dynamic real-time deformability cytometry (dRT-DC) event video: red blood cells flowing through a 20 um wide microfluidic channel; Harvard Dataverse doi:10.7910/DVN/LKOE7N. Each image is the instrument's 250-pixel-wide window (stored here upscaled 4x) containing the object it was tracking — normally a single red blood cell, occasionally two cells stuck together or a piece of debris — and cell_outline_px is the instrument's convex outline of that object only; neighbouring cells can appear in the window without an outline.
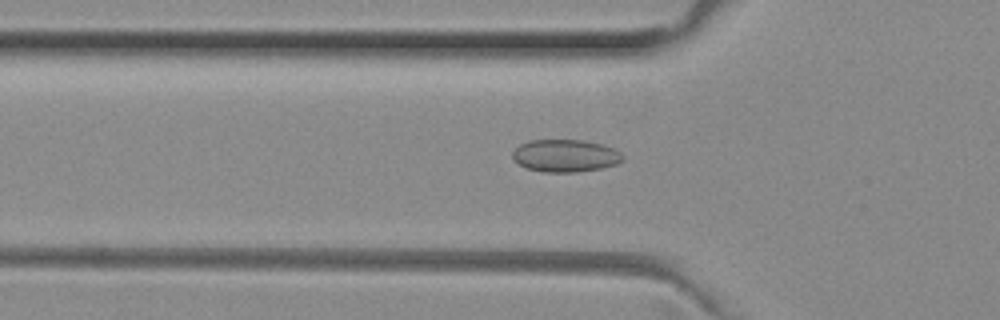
{"species": "common noctule bat (a hibernating species)", "species_latin": "Nyctalus noctula", "temperature_condition": "room temperature", "stored_images_in_passage": 31, "camera_frame_rate_fps": 3000, "um_per_image_px": 0.085, "animal": {"sex": "female", "body_mass_g": 29.2, "forearm_length_mm": 56.3}, "frame": {"image": 1, "passage_image": 17, "time_ms": 5.333, "image_size_px": [1000, 320], "cell_outline_px": [[624, 160], [616, 164], [600, 168], [576, 172], [544, 172], [524, 168], [512, 156], [512, 152], [520, 144], [528, 140], [584, 140], [604, 144], [620, 152], [624, 156]], "centroid_in_image_um": [48.06, 13.23], "position_along_channel_um": 77.7, "area_um2": 20.92}}
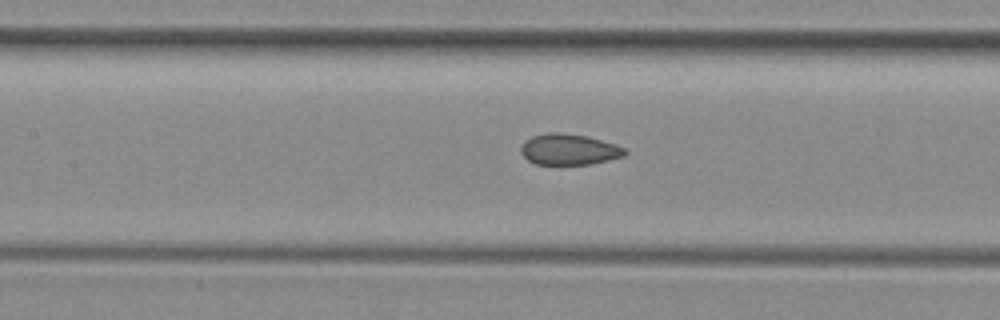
{"frame": {"image": 2, "passage_image": 23, "time_ms": 7.333, "image_size_px": [1000, 320], "cell_outline_px": [[628, 152], [624, 156], [592, 164], [536, 164], [528, 160], [520, 152], [520, 148], [524, 140], [532, 136], [548, 132], [560, 132], [588, 136], [616, 144], [624, 148]], "centroid_in_image_um": [48.36, 12.69], "position_along_channel_um": 159.0, "area_um2": 18.9}}
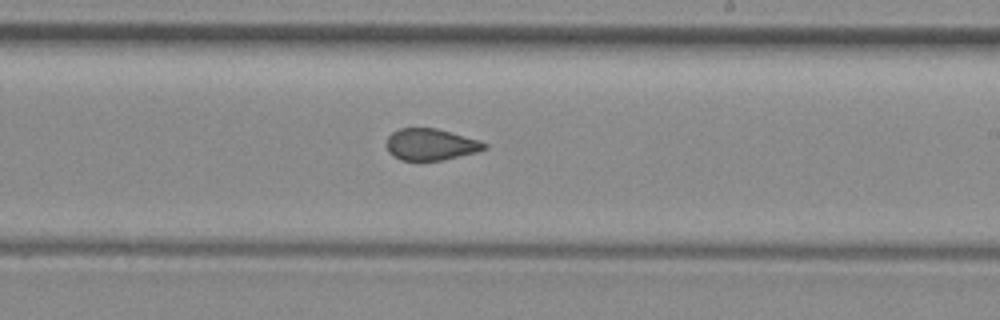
{"frame": {"image": 3, "passage_image": 30, "time_ms": 9.667, "image_size_px": [1000, 320], "cell_outline_px": [[488, 148], [476, 152], [444, 160], [400, 160], [392, 156], [388, 152], [388, 136], [392, 132], [400, 128], [436, 128], [480, 140], [488, 144]], "centroid_in_image_um": [36.63, 12.28], "position_along_channel_um": 252.4, "area_um2": 18.03}}